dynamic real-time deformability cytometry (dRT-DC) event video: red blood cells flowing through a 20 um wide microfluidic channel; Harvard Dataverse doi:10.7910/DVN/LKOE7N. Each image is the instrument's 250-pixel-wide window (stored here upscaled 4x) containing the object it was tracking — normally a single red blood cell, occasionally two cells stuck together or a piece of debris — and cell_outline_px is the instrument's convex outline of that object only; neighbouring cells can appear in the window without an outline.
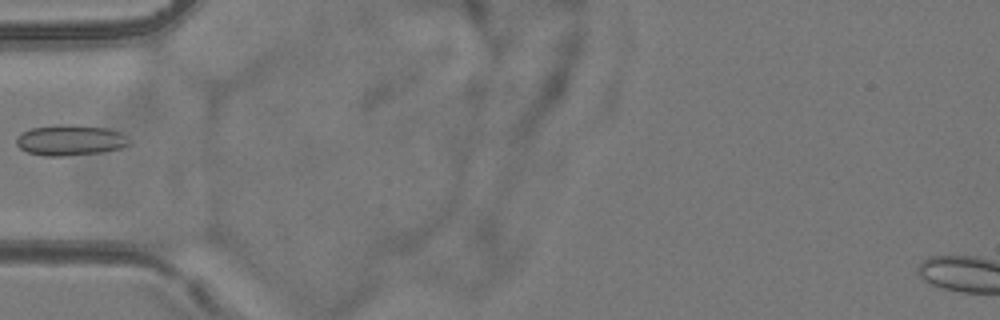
{"species": "common noctule bat (a hibernating species)", "species_latin": "Nyctalus noctula", "temperature_condition": "room temperature", "stored_images_in_passage": 8, "camera_frame_rate_fps": 3000, "um_per_image_px": 0.085, "animal": {"sex": "female", "body_mass_g": 24.6, "forearm_length_mm": 56.2}, "frame": {"image": 1, "passage_image": 6, "time_ms": 5.667, "image_size_px": [1000, 320], "cell_outline_px": [[132, 144], [120, 148], [100, 152], [64, 156], [44, 156], [28, 152], [20, 148], [16, 144], [16, 136], [20, 132], [32, 128], [56, 124], [68, 124], [108, 128], [120, 132], [132, 140]], "centroid_in_image_um": [5.97, 11.9], "position_along_channel_um": 79.0, "area_um2": 20.4}}
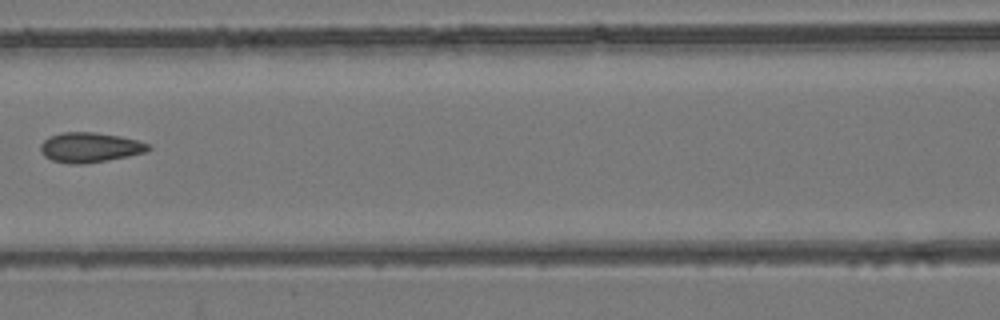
{"frame": {"image": 2, "passage_image": 8, "time_ms": 7.667, "image_size_px": [1000, 320], "cell_outline_px": [[152, 148], [144, 152], [128, 156], [108, 160], [84, 164], [68, 164], [52, 160], [44, 156], [40, 152], [40, 144], [48, 136], [60, 132], [92, 132], [120, 136], [152, 144]], "centroid_in_image_um": [7.61, 12.53], "position_along_channel_um": 159.0, "area_um2": 18.96}}